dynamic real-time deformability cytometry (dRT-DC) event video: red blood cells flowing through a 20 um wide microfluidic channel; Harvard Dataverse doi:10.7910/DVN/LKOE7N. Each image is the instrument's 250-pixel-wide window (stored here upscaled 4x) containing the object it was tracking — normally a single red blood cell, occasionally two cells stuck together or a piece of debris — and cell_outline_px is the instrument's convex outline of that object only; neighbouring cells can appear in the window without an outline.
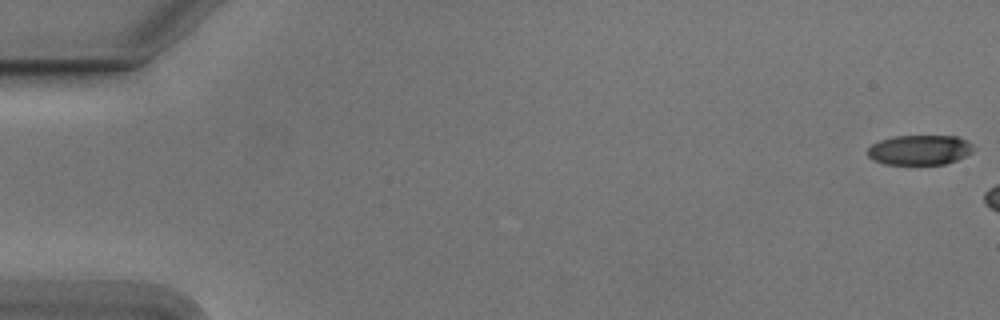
{"species": "Egyptian fruit bat (a non-hibernating species)", "species_latin": "Rousettus aegyptiacus", "temperature_condition": "cold", "stored_images_in_passage": 6, "camera_frame_rate_fps": 3000, "um_per_image_px": 0.085, "animal": {"sex": "male"}, "frame": {"image": 1, "passage_image": 1, "time_ms": 0.0, "image_size_px": [1000, 320], "cell_outline_px": [[972, 152], [956, 160], [944, 164], [884, 164], [872, 160], [868, 156], [868, 148], [872, 144], [880, 140], [896, 136], [956, 136], [972, 144]], "centroid_in_image_um": [78.13, 12.75], "position_along_channel_um": 6.9, "area_um2": 18.26}}